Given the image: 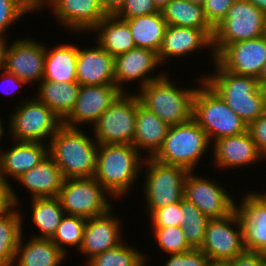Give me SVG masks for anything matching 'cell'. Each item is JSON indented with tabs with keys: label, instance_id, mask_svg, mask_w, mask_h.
<instances>
[{
	"label": "cell",
	"instance_id": "cell-1",
	"mask_svg": "<svg viewBox=\"0 0 266 266\" xmlns=\"http://www.w3.org/2000/svg\"><path fill=\"white\" fill-rule=\"evenodd\" d=\"M211 74L204 81L247 124L266 112V92L258 79L225 70L217 61Z\"/></svg>",
	"mask_w": 266,
	"mask_h": 266
},
{
	"label": "cell",
	"instance_id": "cell-2",
	"mask_svg": "<svg viewBox=\"0 0 266 266\" xmlns=\"http://www.w3.org/2000/svg\"><path fill=\"white\" fill-rule=\"evenodd\" d=\"M142 155L133 145L99 144L94 178L113 196L127 195L142 172ZM139 177V178H138Z\"/></svg>",
	"mask_w": 266,
	"mask_h": 266
},
{
	"label": "cell",
	"instance_id": "cell-3",
	"mask_svg": "<svg viewBox=\"0 0 266 266\" xmlns=\"http://www.w3.org/2000/svg\"><path fill=\"white\" fill-rule=\"evenodd\" d=\"M48 145L64 179L94 176L99 144L81 128L62 124Z\"/></svg>",
	"mask_w": 266,
	"mask_h": 266
},
{
	"label": "cell",
	"instance_id": "cell-4",
	"mask_svg": "<svg viewBox=\"0 0 266 266\" xmlns=\"http://www.w3.org/2000/svg\"><path fill=\"white\" fill-rule=\"evenodd\" d=\"M165 74L138 90L143 106L155 113L169 126L187 122L193 118V100L196 87L179 88Z\"/></svg>",
	"mask_w": 266,
	"mask_h": 266
},
{
	"label": "cell",
	"instance_id": "cell-5",
	"mask_svg": "<svg viewBox=\"0 0 266 266\" xmlns=\"http://www.w3.org/2000/svg\"><path fill=\"white\" fill-rule=\"evenodd\" d=\"M193 100V119L206 132L211 144L216 140L245 133L247 124L205 81L203 75Z\"/></svg>",
	"mask_w": 266,
	"mask_h": 266
},
{
	"label": "cell",
	"instance_id": "cell-6",
	"mask_svg": "<svg viewBox=\"0 0 266 266\" xmlns=\"http://www.w3.org/2000/svg\"><path fill=\"white\" fill-rule=\"evenodd\" d=\"M210 145L206 132L192 118L169 127L162 147L153 158L191 172L196 170V165L203 159Z\"/></svg>",
	"mask_w": 266,
	"mask_h": 266
},
{
	"label": "cell",
	"instance_id": "cell-7",
	"mask_svg": "<svg viewBox=\"0 0 266 266\" xmlns=\"http://www.w3.org/2000/svg\"><path fill=\"white\" fill-rule=\"evenodd\" d=\"M142 168L146 170L143 192L148 217L156 209L180 202L184 198V183L188 170L159 162L153 157H146Z\"/></svg>",
	"mask_w": 266,
	"mask_h": 266
},
{
	"label": "cell",
	"instance_id": "cell-8",
	"mask_svg": "<svg viewBox=\"0 0 266 266\" xmlns=\"http://www.w3.org/2000/svg\"><path fill=\"white\" fill-rule=\"evenodd\" d=\"M264 35L266 15L248 0H236L214 28L213 50L217 56L228 44Z\"/></svg>",
	"mask_w": 266,
	"mask_h": 266
},
{
	"label": "cell",
	"instance_id": "cell-9",
	"mask_svg": "<svg viewBox=\"0 0 266 266\" xmlns=\"http://www.w3.org/2000/svg\"><path fill=\"white\" fill-rule=\"evenodd\" d=\"M15 108L7 127L12 140L49 143L62 125V120L35 96Z\"/></svg>",
	"mask_w": 266,
	"mask_h": 266
},
{
	"label": "cell",
	"instance_id": "cell-10",
	"mask_svg": "<svg viewBox=\"0 0 266 266\" xmlns=\"http://www.w3.org/2000/svg\"><path fill=\"white\" fill-rule=\"evenodd\" d=\"M109 197L113 200V196L94 177L64 179L58 196L65 214L86 219L112 209Z\"/></svg>",
	"mask_w": 266,
	"mask_h": 266
},
{
	"label": "cell",
	"instance_id": "cell-11",
	"mask_svg": "<svg viewBox=\"0 0 266 266\" xmlns=\"http://www.w3.org/2000/svg\"><path fill=\"white\" fill-rule=\"evenodd\" d=\"M137 116V94L122 92L104 111L94 128L98 144L132 145Z\"/></svg>",
	"mask_w": 266,
	"mask_h": 266
},
{
	"label": "cell",
	"instance_id": "cell-12",
	"mask_svg": "<svg viewBox=\"0 0 266 266\" xmlns=\"http://www.w3.org/2000/svg\"><path fill=\"white\" fill-rule=\"evenodd\" d=\"M199 249L209 260L221 261L232 260L246 251L242 226L235 210L225 217L210 219Z\"/></svg>",
	"mask_w": 266,
	"mask_h": 266
},
{
	"label": "cell",
	"instance_id": "cell-13",
	"mask_svg": "<svg viewBox=\"0 0 266 266\" xmlns=\"http://www.w3.org/2000/svg\"><path fill=\"white\" fill-rule=\"evenodd\" d=\"M31 38L2 42L4 69L27 84H38L44 76L45 44Z\"/></svg>",
	"mask_w": 266,
	"mask_h": 266
},
{
	"label": "cell",
	"instance_id": "cell-14",
	"mask_svg": "<svg viewBox=\"0 0 266 266\" xmlns=\"http://www.w3.org/2000/svg\"><path fill=\"white\" fill-rule=\"evenodd\" d=\"M194 173L191 171L186 176L184 198L210 219L231 214L235 210V202L230 192L222 184Z\"/></svg>",
	"mask_w": 266,
	"mask_h": 266
},
{
	"label": "cell",
	"instance_id": "cell-15",
	"mask_svg": "<svg viewBox=\"0 0 266 266\" xmlns=\"http://www.w3.org/2000/svg\"><path fill=\"white\" fill-rule=\"evenodd\" d=\"M240 203L235 202L243 231L246 251L266 254V192L248 191Z\"/></svg>",
	"mask_w": 266,
	"mask_h": 266
},
{
	"label": "cell",
	"instance_id": "cell-16",
	"mask_svg": "<svg viewBox=\"0 0 266 266\" xmlns=\"http://www.w3.org/2000/svg\"><path fill=\"white\" fill-rule=\"evenodd\" d=\"M121 93L116 85H80L77 101L62 124L74 128L93 126Z\"/></svg>",
	"mask_w": 266,
	"mask_h": 266
},
{
	"label": "cell",
	"instance_id": "cell-17",
	"mask_svg": "<svg viewBox=\"0 0 266 266\" xmlns=\"http://www.w3.org/2000/svg\"><path fill=\"white\" fill-rule=\"evenodd\" d=\"M216 61L229 72L258 79L266 63V35L228 44Z\"/></svg>",
	"mask_w": 266,
	"mask_h": 266
},
{
	"label": "cell",
	"instance_id": "cell-18",
	"mask_svg": "<svg viewBox=\"0 0 266 266\" xmlns=\"http://www.w3.org/2000/svg\"><path fill=\"white\" fill-rule=\"evenodd\" d=\"M214 29H197L167 25L158 58L163 65L167 59L179 58L195 53L202 49H209L213 63L216 55L213 50Z\"/></svg>",
	"mask_w": 266,
	"mask_h": 266
},
{
	"label": "cell",
	"instance_id": "cell-19",
	"mask_svg": "<svg viewBox=\"0 0 266 266\" xmlns=\"http://www.w3.org/2000/svg\"><path fill=\"white\" fill-rule=\"evenodd\" d=\"M160 65L157 52L146 48L135 47L115 57V85L122 92H127L124 90L126 89L124 84L138 80V84L140 85L138 89H141L149 82L164 75L163 72L158 75H150Z\"/></svg>",
	"mask_w": 266,
	"mask_h": 266
},
{
	"label": "cell",
	"instance_id": "cell-20",
	"mask_svg": "<svg viewBox=\"0 0 266 266\" xmlns=\"http://www.w3.org/2000/svg\"><path fill=\"white\" fill-rule=\"evenodd\" d=\"M47 6L63 28L76 33L91 32L107 16L100 0H50Z\"/></svg>",
	"mask_w": 266,
	"mask_h": 266
},
{
	"label": "cell",
	"instance_id": "cell-21",
	"mask_svg": "<svg viewBox=\"0 0 266 266\" xmlns=\"http://www.w3.org/2000/svg\"><path fill=\"white\" fill-rule=\"evenodd\" d=\"M113 209L103 215L86 220L83 241L79 251L82 255L88 257L86 258L87 261L124 241L122 240L124 238L122 237L123 229L121 226L123 225L120 221L121 218L113 215Z\"/></svg>",
	"mask_w": 266,
	"mask_h": 266
},
{
	"label": "cell",
	"instance_id": "cell-22",
	"mask_svg": "<svg viewBox=\"0 0 266 266\" xmlns=\"http://www.w3.org/2000/svg\"><path fill=\"white\" fill-rule=\"evenodd\" d=\"M213 146V165L221 169L250 166L263 160L248 131L216 140Z\"/></svg>",
	"mask_w": 266,
	"mask_h": 266
},
{
	"label": "cell",
	"instance_id": "cell-23",
	"mask_svg": "<svg viewBox=\"0 0 266 266\" xmlns=\"http://www.w3.org/2000/svg\"><path fill=\"white\" fill-rule=\"evenodd\" d=\"M78 46L76 79L80 85H115V57L98 43Z\"/></svg>",
	"mask_w": 266,
	"mask_h": 266
},
{
	"label": "cell",
	"instance_id": "cell-24",
	"mask_svg": "<svg viewBox=\"0 0 266 266\" xmlns=\"http://www.w3.org/2000/svg\"><path fill=\"white\" fill-rule=\"evenodd\" d=\"M13 142L10 148L0 150V169L7 179L11 177L17 181L49 155V145L40 142Z\"/></svg>",
	"mask_w": 266,
	"mask_h": 266
},
{
	"label": "cell",
	"instance_id": "cell-25",
	"mask_svg": "<svg viewBox=\"0 0 266 266\" xmlns=\"http://www.w3.org/2000/svg\"><path fill=\"white\" fill-rule=\"evenodd\" d=\"M169 127L155 113L143 106L137 95V116L132 145L140 153H145L146 150L147 157H154L162 147Z\"/></svg>",
	"mask_w": 266,
	"mask_h": 266
},
{
	"label": "cell",
	"instance_id": "cell-26",
	"mask_svg": "<svg viewBox=\"0 0 266 266\" xmlns=\"http://www.w3.org/2000/svg\"><path fill=\"white\" fill-rule=\"evenodd\" d=\"M33 198H55L59 196L63 176L59 166L48 155L39 164L17 179Z\"/></svg>",
	"mask_w": 266,
	"mask_h": 266
},
{
	"label": "cell",
	"instance_id": "cell-27",
	"mask_svg": "<svg viewBox=\"0 0 266 266\" xmlns=\"http://www.w3.org/2000/svg\"><path fill=\"white\" fill-rule=\"evenodd\" d=\"M23 239L22 234L13 266H60L67 257L50 238L31 237L26 244Z\"/></svg>",
	"mask_w": 266,
	"mask_h": 266
},
{
	"label": "cell",
	"instance_id": "cell-28",
	"mask_svg": "<svg viewBox=\"0 0 266 266\" xmlns=\"http://www.w3.org/2000/svg\"><path fill=\"white\" fill-rule=\"evenodd\" d=\"M78 46L61 43L51 49L45 45L44 76L42 80L52 82H77L76 66Z\"/></svg>",
	"mask_w": 266,
	"mask_h": 266
},
{
	"label": "cell",
	"instance_id": "cell-29",
	"mask_svg": "<svg viewBox=\"0 0 266 266\" xmlns=\"http://www.w3.org/2000/svg\"><path fill=\"white\" fill-rule=\"evenodd\" d=\"M93 31L96 43L114 57L136 47L129 25L115 15H107Z\"/></svg>",
	"mask_w": 266,
	"mask_h": 266
},
{
	"label": "cell",
	"instance_id": "cell-30",
	"mask_svg": "<svg viewBox=\"0 0 266 266\" xmlns=\"http://www.w3.org/2000/svg\"><path fill=\"white\" fill-rule=\"evenodd\" d=\"M37 99L49 107L62 121L70 114L78 98V82H52L37 84Z\"/></svg>",
	"mask_w": 266,
	"mask_h": 266
},
{
	"label": "cell",
	"instance_id": "cell-31",
	"mask_svg": "<svg viewBox=\"0 0 266 266\" xmlns=\"http://www.w3.org/2000/svg\"><path fill=\"white\" fill-rule=\"evenodd\" d=\"M131 30L136 47L159 52L167 23L161 11L124 20Z\"/></svg>",
	"mask_w": 266,
	"mask_h": 266
},
{
	"label": "cell",
	"instance_id": "cell-32",
	"mask_svg": "<svg viewBox=\"0 0 266 266\" xmlns=\"http://www.w3.org/2000/svg\"><path fill=\"white\" fill-rule=\"evenodd\" d=\"M13 208L0 213V266H13L16 249L23 234V214Z\"/></svg>",
	"mask_w": 266,
	"mask_h": 266
},
{
	"label": "cell",
	"instance_id": "cell-33",
	"mask_svg": "<svg viewBox=\"0 0 266 266\" xmlns=\"http://www.w3.org/2000/svg\"><path fill=\"white\" fill-rule=\"evenodd\" d=\"M161 13L167 25L214 29L205 17L203 6L189 0H171Z\"/></svg>",
	"mask_w": 266,
	"mask_h": 266
},
{
	"label": "cell",
	"instance_id": "cell-34",
	"mask_svg": "<svg viewBox=\"0 0 266 266\" xmlns=\"http://www.w3.org/2000/svg\"><path fill=\"white\" fill-rule=\"evenodd\" d=\"M32 223L40 232L36 238H51L58 228L65 212L61 201L55 198H33L32 199Z\"/></svg>",
	"mask_w": 266,
	"mask_h": 266
},
{
	"label": "cell",
	"instance_id": "cell-35",
	"mask_svg": "<svg viewBox=\"0 0 266 266\" xmlns=\"http://www.w3.org/2000/svg\"><path fill=\"white\" fill-rule=\"evenodd\" d=\"M123 241L109 250L99 253L85 262L86 266H146L147 259L135 246Z\"/></svg>",
	"mask_w": 266,
	"mask_h": 266
},
{
	"label": "cell",
	"instance_id": "cell-36",
	"mask_svg": "<svg viewBox=\"0 0 266 266\" xmlns=\"http://www.w3.org/2000/svg\"><path fill=\"white\" fill-rule=\"evenodd\" d=\"M86 218L81 216L65 214L50 238L52 242L68 257L66 245L80 249L83 241V233L86 224Z\"/></svg>",
	"mask_w": 266,
	"mask_h": 266
},
{
	"label": "cell",
	"instance_id": "cell-37",
	"mask_svg": "<svg viewBox=\"0 0 266 266\" xmlns=\"http://www.w3.org/2000/svg\"><path fill=\"white\" fill-rule=\"evenodd\" d=\"M153 237L158 246L169 254L184 253L193 249L184 236L181 226L153 227Z\"/></svg>",
	"mask_w": 266,
	"mask_h": 266
},
{
	"label": "cell",
	"instance_id": "cell-38",
	"mask_svg": "<svg viewBox=\"0 0 266 266\" xmlns=\"http://www.w3.org/2000/svg\"><path fill=\"white\" fill-rule=\"evenodd\" d=\"M34 11L27 0H0V43L6 41L7 30L23 16Z\"/></svg>",
	"mask_w": 266,
	"mask_h": 266
},
{
	"label": "cell",
	"instance_id": "cell-39",
	"mask_svg": "<svg viewBox=\"0 0 266 266\" xmlns=\"http://www.w3.org/2000/svg\"><path fill=\"white\" fill-rule=\"evenodd\" d=\"M149 219L152 227L181 226V201L156 209Z\"/></svg>",
	"mask_w": 266,
	"mask_h": 266
},
{
	"label": "cell",
	"instance_id": "cell-40",
	"mask_svg": "<svg viewBox=\"0 0 266 266\" xmlns=\"http://www.w3.org/2000/svg\"><path fill=\"white\" fill-rule=\"evenodd\" d=\"M159 12L152 0H124L122 7L114 14L121 20Z\"/></svg>",
	"mask_w": 266,
	"mask_h": 266
},
{
	"label": "cell",
	"instance_id": "cell-41",
	"mask_svg": "<svg viewBox=\"0 0 266 266\" xmlns=\"http://www.w3.org/2000/svg\"><path fill=\"white\" fill-rule=\"evenodd\" d=\"M209 221L210 218H199V220L186 221L181 226L187 243L193 249L201 247Z\"/></svg>",
	"mask_w": 266,
	"mask_h": 266
},
{
	"label": "cell",
	"instance_id": "cell-42",
	"mask_svg": "<svg viewBox=\"0 0 266 266\" xmlns=\"http://www.w3.org/2000/svg\"><path fill=\"white\" fill-rule=\"evenodd\" d=\"M207 255L201 249H191L184 253L169 254L164 266H205Z\"/></svg>",
	"mask_w": 266,
	"mask_h": 266
},
{
	"label": "cell",
	"instance_id": "cell-43",
	"mask_svg": "<svg viewBox=\"0 0 266 266\" xmlns=\"http://www.w3.org/2000/svg\"><path fill=\"white\" fill-rule=\"evenodd\" d=\"M236 0H206L203 9L209 24L215 28L225 17Z\"/></svg>",
	"mask_w": 266,
	"mask_h": 266
},
{
	"label": "cell",
	"instance_id": "cell-44",
	"mask_svg": "<svg viewBox=\"0 0 266 266\" xmlns=\"http://www.w3.org/2000/svg\"><path fill=\"white\" fill-rule=\"evenodd\" d=\"M259 153L266 158V112L247 127Z\"/></svg>",
	"mask_w": 266,
	"mask_h": 266
},
{
	"label": "cell",
	"instance_id": "cell-45",
	"mask_svg": "<svg viewBox=\"0 0 266 266\" xmlns=\"http://www.w3.org/2000/svg\"><path fill=\"white\" fill-rule=\"evenodd\" d=\"M9 182L0 169V213L10 211L20 203L19 196L15 194Z\"/></svg>",
	"mask_w": 266,
	"mask_h": 266
},
{
	"label": "cell",
	"instance_id": "cell-46",
	"mask_svg": "<svg viewBox=\"0 0 266 266\" xmlns=\"http://www.w3.org/2000/svg\"><path fill=\"white\" fill-rule=\"evenodd\" d=\"M266 261V254L245 251L241 255L229 260L230 266H261Z\"/></svg>",
	"mask_w": 266,
	"mask_h": 266
},
{
	"label": "cell",
	"instance_id": "cell-47",
	"mask_svg": "<svg viewBox=\"0 0 266 266\" xmlns=\"http://www.w3.org/2000/svg\"><path fill=\"white\" fill-rule=\"evenodd\" d=\"M182 219L181 226L186 221L199 220V218H209L204 215L193 203L188 202L185 198L181 200Z\"/></svg>",
	"mask_w": 266,
	"mask_h": 266
},
{
	"label": "cell",
	"instance_id": "cell-48",
	"mask_svg": "<svg viewBox=\"0 0 266 266\" xmlns=\"http://www.w3.org/2000/svg\"><path fill=\"white\" fill-rule=\"evenodd\" d=\"M2 77V78H1ZM4 78V81L6 80V83L8 82L11 86L9 90H4V94L6 95H13L16 93L18 89H21L22 86L26 85L27 83L24 80H21L16 75L7 72L5 69H3V72L0 73V79L2 80ZM3 81H0V83ZM9 86V85H8ZM10 87V86H9ZM13 89L15 90H12ZM5 88V87H4ZM2 89V88H1Z\"/></svg>",
	"mask_w": 266,
	"mask_h": 266
},
{
	"label": "cell",
	"instance_id": "cell-49",
	"mask_svg": "<svg viewBox=\"0 0 266 266\" xmlns=\"http://www.w3.org/2000/svg\"><path fill=\"white\" fill-rule=\"evenodd\" d=\"M123 2L124 0H100L107 15H114L122 7Z\"/></svg>",
	"mask_w": 266,
	"mask_h": 266
},
{
	"label": "cell",
	"instance_id": "cell-50",
	"mask_svg": "<svg viewBox=\"0 0 266 266\" xmlns=\"http://www.w3.org/2000/svg\"><path fill=\"white\" fill-rule=\"evenodd\" d=\"M29 6L31 7V9L35 12L38 13V11L41 12V10L44 8L45 9V5L50 1V0H27Z\"/></svg>",
	"mask_w": 266,
	"mask_h": 266
},
{
	"label": "cell",
	"instance_id": "cell-51",
	"mask_svg": "<svg viewBox=\"0 0 266 266\" xmlns=\"http://www.w3.org/2000/svg\"><path fill=\"white\" fill-rule=\"evenodd\" d=\"M266 15V0H248Z\"/></svg>",
	"mask_w": 266,
	"mask_h": 266
},
{
	"label": "cell",
	"instance_id": "cell-52",
	"mask_svg": "<svg viewBox=\"0 0 266 266\" xmlns=\"http://www.w3.org/2000/svg\"><path fill=\"white\" fill-rule=\"evenodd\" d=\"M258 81H259V85L261 87H263V88L266 87V63L264 64V66L260 72Z\"/></svg>",
	"mask_w": 266,
	"mask_h": 266
},
{
	"label": "cell",
	"instance_id": "cell-53",
	"mask_svg": "<svg viewBox=\"0 0 266 266\" xmlns=\"http://www.w3.org/2000/svg\"><path fill=\"white\" fill-rule=\"evenodd\" d=\"M205 266H230V265H229V261L209 260L208 259Z\"/></svg>",
	"mask_w": 266,
	"mask_h": 266
},
{
	"label": "cell",
	"instance_id": "cell-54",
	"mask_svg": "<svg viewBox=\"0 0 266 266\" xmlns=\"http://www.w3.org/2000/svg\"><path fill=\"white\" fill-rule=\"evenodd\" d=\"M158 11H161L171 0H152Z\"/></svg>",
	"mask_w": 266,
	"mask_h": 266
},
{
	"label": "cell",
	"instance_id": "cell-55",
	"mask_svg": "<svg viewBox=\"0 0 266 266\" xmlns=\"http://www.w3.org/2000/svg\"><path fill=\"white\" fill-rule=\"evenodd\" d=\"M4 69L3 66V52H2V42L0 43V73Z\"/></svg>",
	"mask_w": 266,
	"mask_h": 266
},
{
	"label": "cell",
	"instance_id": "cell-56",
	"mask_svg": "<svg viewBox=\"0 0 266 266\" xmlns=\"http://www.w3.org/2000/svg\"><path fill=\"white\" fill-rule=\"evenodd\" d=\"M3 125H4V121L0 118V142L2 141V139L1 138H3L2 136H4L3 134H4V127H3Z\"/></svg>",
	"mask_w": 266,
	"mask_h": 266
},
{
	"label": "cell",
	"instance_id": "cell-57",
	"mask_svg": "<svg viewBox=\"0 0 266 266\" xmlns=\"http://www.w3.org/2000/svg\"><path fill=\"white\" fill-rule=\"evenodd\" d=\"M189 1L203 6L206 0H189Z\"/></svg>",
	"mask_w": 266,
	"mask_h": 266
}]
</instances>
